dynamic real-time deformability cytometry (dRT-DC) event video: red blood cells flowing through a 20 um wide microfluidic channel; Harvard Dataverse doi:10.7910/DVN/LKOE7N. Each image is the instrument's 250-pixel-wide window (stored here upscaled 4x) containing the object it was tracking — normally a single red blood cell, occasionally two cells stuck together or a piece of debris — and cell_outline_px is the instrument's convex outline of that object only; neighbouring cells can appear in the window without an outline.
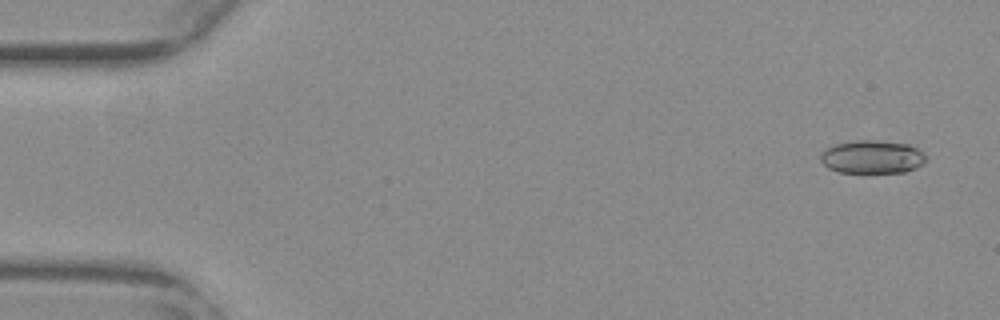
{"species": "common noctule bat (a hibernating species)", "species_latin": "Nyctalus noctula", "temperature_condition": "warm", "stored_images_in_passage": 55, "camera_frame_rate_fps": 3000, "um_per_image_px": 0.085, "animal": {"sex": "female", "body_mass_g": 29.2, "forearm_length_mm": 56.3}, "frame": {"image": 1, "passage_image": 3, "time_ms": 0.667, "image_size_px": [1000, 320], "cell_outline_px": [[928, 160], [924, 164], [916, 168], [904, 172], [840, 172], [828, 168], [820, 160], [820, 152], [836, 144], [856, 140], [880, 140], [908, 144], [924, 152]], "centroid_in_image_um": [74.17, 13.33], "position_along_channel_um": 10.8, "area_um2": 20.52}}
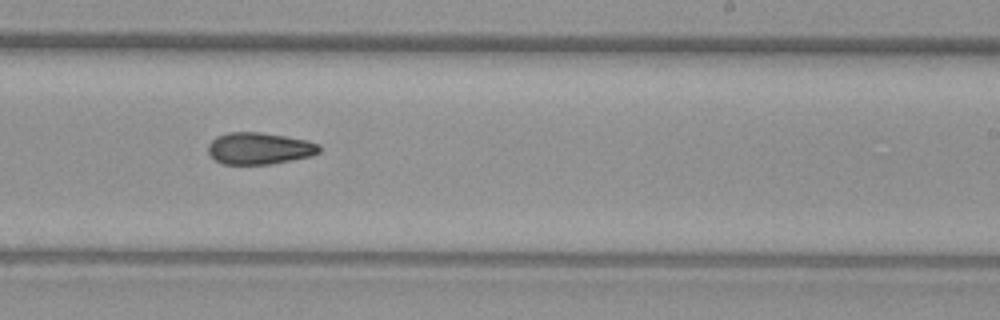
{"frame": {"image": 2, "passage_image": 34, "time_ms": 11.0, "image_size_px": [1000, 320], "cell_outline_px": [[320, 152], [312, 156], [272, 164], [220, 164], [208, 152], [208, 144], [216, 136], [228, 132], [260, 132], [308, 140], [320, 144]], "centroid_in_image_um": [22.06, 12.61], "position_along_channel_um": 266.9, "area_um2": 20.75}}
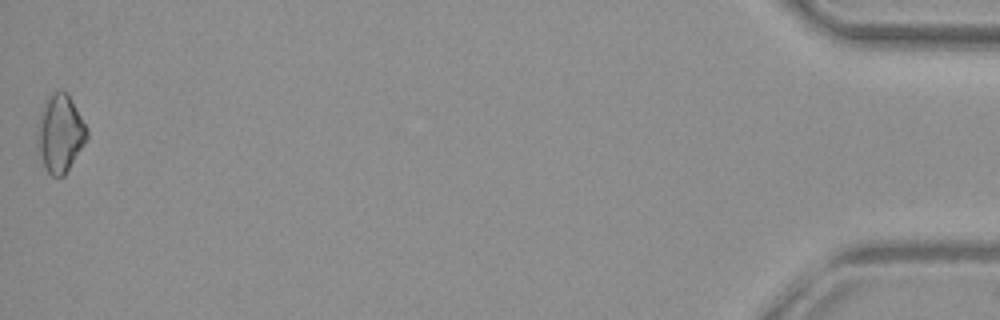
{"frame": {"image": 3, "passage_image": 55, "time_ms": 18.0, "image_size_px": [1000, 320], "cell_outline_px": [[88, 136], [84, 144], [64, 176], [52, 176], [44, 168], [36, 152], [36, 140], [40, 108], [44, 100], [52, 92], [68, 92], [88, 128]], "centroid_in_image_um": [5.07, 11.33], "position_along_channel_um": 430.1, "area_um2": 22.95}, "authors_computed_cell_mechanics": {"area_um2": 20.6924, "velocity_mm_per_s": 3.7848, "shape_relaxation_time_tau1_ms": null, "shape_relaxation_time_tau2_ms": 5.9313, "deformation_change_tau1": null, "deformation_change_tau2": 0.1077}}